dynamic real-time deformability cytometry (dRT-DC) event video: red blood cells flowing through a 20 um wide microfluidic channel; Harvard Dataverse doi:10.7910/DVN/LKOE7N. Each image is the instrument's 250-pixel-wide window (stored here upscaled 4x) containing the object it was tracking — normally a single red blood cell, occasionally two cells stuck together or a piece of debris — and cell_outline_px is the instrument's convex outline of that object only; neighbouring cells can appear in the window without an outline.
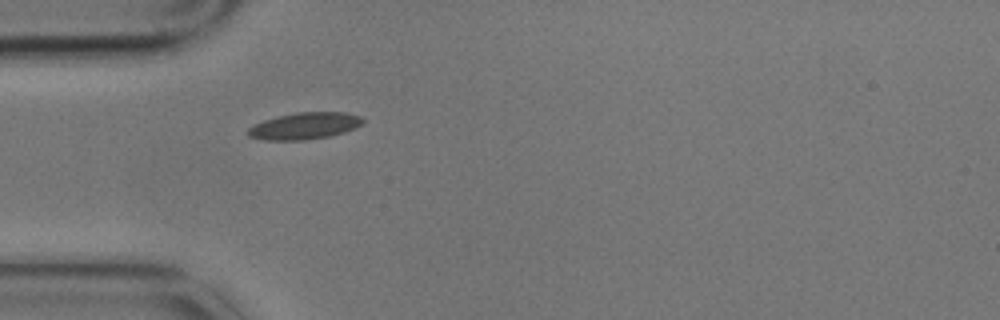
{"species": "common noctule bat (a hibernating species)", "species_latin": "Nyctalus noctula", "temperature_condition": "cold", "stored_images_in_passage": 2, "camera_frame_rate_fps": 3000, "um_per_image_px": 0.085, "animal": {"sex": "male", "body_mass_g": 17.9}, "frame": {"image": 1, "passage_image": 2, "time_ms": 0.333, "image_size_px": [1000, 320], "cell_outline_px": [[364, 124], [356, 128], [344, 132], [328, 136], [304, 140], [264, 140], [248, 136], [244, 132], [252, 124], [276, 116], [296, 112], [344, 112], [360, 116], [364, 120]], "centroid_in_image_um": [25.85, 10.7], "position_along_channel_um": 59.1, "area_um2": 18.15}}